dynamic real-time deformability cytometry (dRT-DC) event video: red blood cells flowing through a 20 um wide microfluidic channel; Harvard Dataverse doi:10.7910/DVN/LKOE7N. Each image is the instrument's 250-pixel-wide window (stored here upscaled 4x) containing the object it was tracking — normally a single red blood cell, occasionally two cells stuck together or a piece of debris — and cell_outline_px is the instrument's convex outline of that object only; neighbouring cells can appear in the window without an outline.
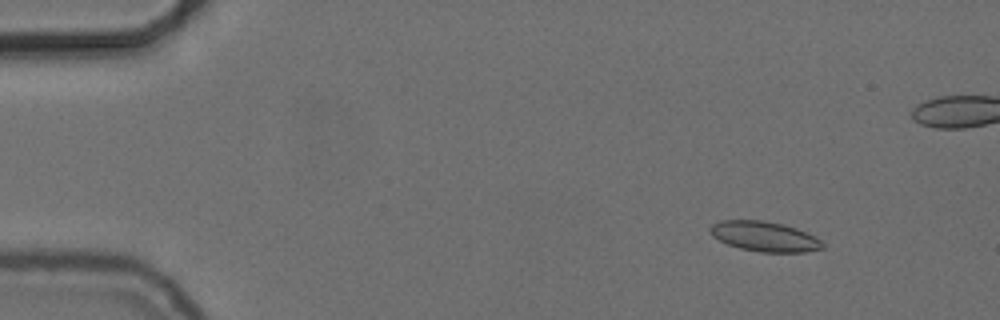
{"species": "common noctule bat (a hibernating species)", "species_latin": "Nyctalus noctula", "temperature_condition": "cold", "stored_images_in_passage": 57, "camera_frame_rate_fps": 3000, "um_per_image_px": 0.085, "animal": {"sex": "female", "body_mass_g": 24.6, "forearm_length_mm": 56.2}, "frame": {"image": 1, "passage_image": 7, "time_ms": 2.0, "image_size_px": [1000, 320], "cell_outline_px": [[824, 248], [804, 252], [760, 252], [740, 248], [728, 244], [712, 236], [708, 228], [712, 224], [720, 220], [760, 220], [784, 224], [796, 228], [820, 240], [824, 244]], "centroid_in_image_um": [64.95, 20.09], "position_along_channel_um": 20.1, "area_um2": 19.54}}
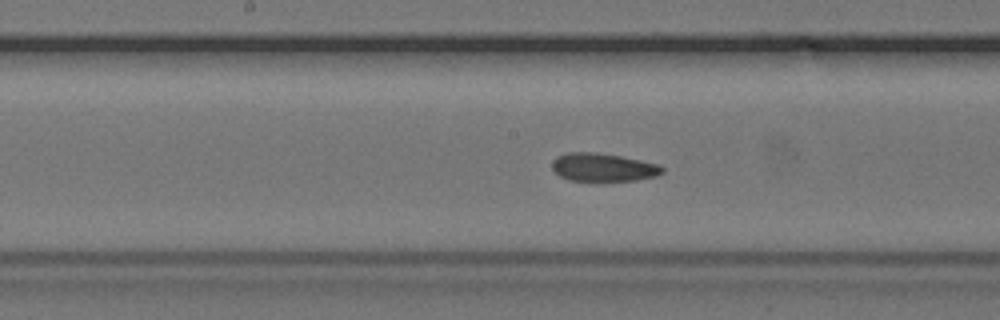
{"frame": {"image": 2, "passage_image": 29, "time_ms": 9.333, "image_size_px": [1000, 320], "cell_outline_px": [[664, 172], [656, 176], [636, 180], [568, 180], [560, 176], [552, 168], [552, 160], [556, 156], [568, 152], [596, 152], [620, 156], [660, 164], [664, 168]], "centroid_in_image_um": [51.27, 14.21], "position_along_channel_um": 196.9, "area_um2": 18.03}}
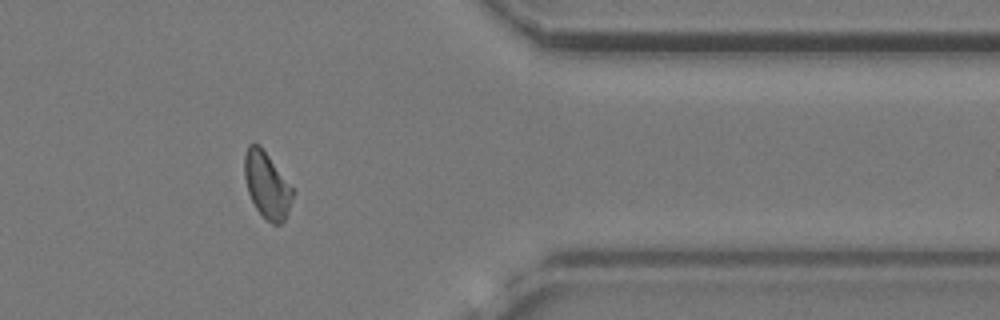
{"frame": {"image": 3, "passage_image": 46, "time_ms": 15.0, "image_size_px": [1000, 320], "cell_outline_px": [[292, 196], [288, 212], [284, 220], [280, 224], [272, 224], [256, 208], [248, 192], [244, 176], [244, 152], [248, 144], [260, 144], [292, 188]], "centroid_in_image_um": [22.65, 15.7], "position_along_channel_um": 388.8, "area_um2": 18.21}, "authors_computed_cell_mechanics": {"area_um2": 18.5538, "velocity_mm_per_s": 3.7027, "shape_relaxation_time_tau1_ms": null, "shape_relaxation_time_tau2_ms": 1.8793, "deformation_change_tau1": null, "deformation_change_tau2": 0.0836}}